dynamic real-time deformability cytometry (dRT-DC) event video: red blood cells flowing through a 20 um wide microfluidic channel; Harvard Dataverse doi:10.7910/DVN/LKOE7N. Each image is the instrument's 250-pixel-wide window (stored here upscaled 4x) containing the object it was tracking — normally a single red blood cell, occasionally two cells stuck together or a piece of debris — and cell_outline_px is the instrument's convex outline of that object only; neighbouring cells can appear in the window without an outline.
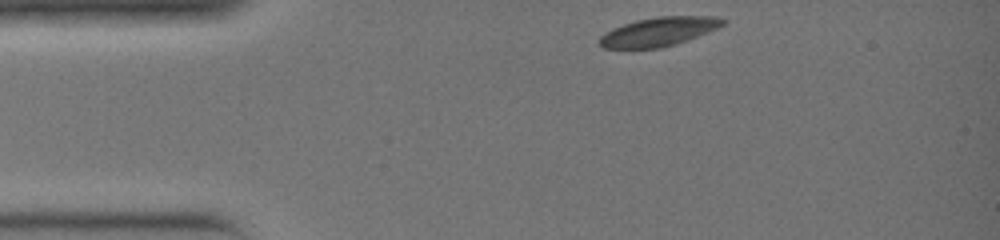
{"species": "common noctule bat (a hibernating species)", "species_latin": "Nyctalus noctula", "temperature_condition": "warm", "stored_images_in_passage": 27, "camera_frame_rate_fps": 3000, "um_per_image_px": 0.085, "animal": {"sex": "female", "body_mass_g": 19.0, "forearm_length_mm": 51.5}, "frame": {"image": 1, "passage_image": 1, "time_ms": 0.0, "image_size_px": [1000, 240], "cell_outline_px": [[728, 20], [724, 24], [716, 28], [676, 44], [660, 48], [600, 48], [600, 36], [604, 32], [624, 24], [636, 20], [660, 16], [716, 16]], "centroid_in_image_um": [55.98, 2.68], "position_along_channel_um": 29.0, "area_um2": 20.58}}
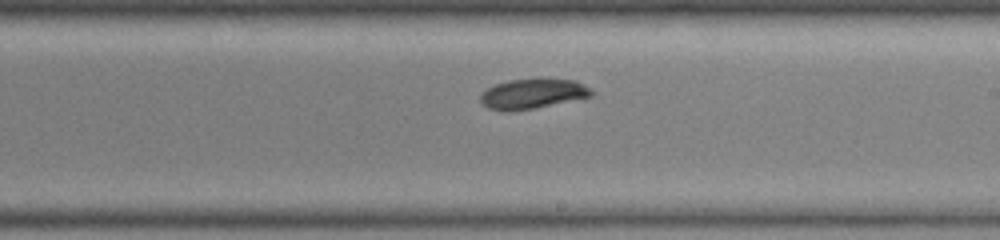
{"frame": {"image": 2, "passage_image": 16, "time_ms": 5.0, "image_size_px": [1000, 240], "cell_outline_px": [[596, 92], [592, 96], [536, 108], [508, 112], [504, 112], [488, 108], [480, 100], [480, 96], [488, 88], [496, 84], [508, 80], [576, 80]], "centroid_in_image_um": [45.28, 8.0], "position_along_channel_um": 243.7, "area_um2": 19.07}}
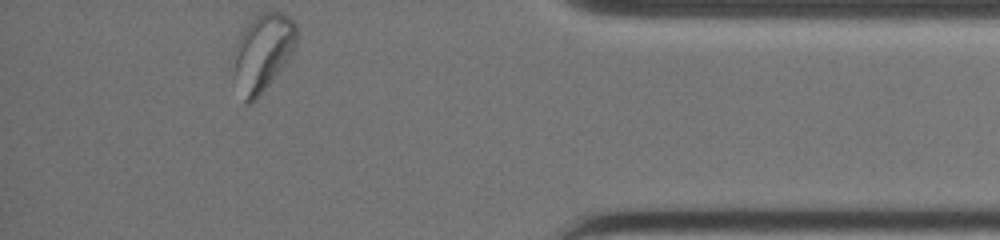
{"frame": {"image": 3, "passage_image": 27, "time_ms": 8.667, "image_size_px": [1000, 240], "cell_outline_px": [[296, 44], [288, 60], [256, 100], [252, 104], [244, 104], [232, 56], [236, 44], [244, 28], [260, 12], [284, 12], [296, 24]], "centroid_in_image_um": [22.35, 4.44], "position_along_channel_um": 412.8, "area_um2": 27.92}}